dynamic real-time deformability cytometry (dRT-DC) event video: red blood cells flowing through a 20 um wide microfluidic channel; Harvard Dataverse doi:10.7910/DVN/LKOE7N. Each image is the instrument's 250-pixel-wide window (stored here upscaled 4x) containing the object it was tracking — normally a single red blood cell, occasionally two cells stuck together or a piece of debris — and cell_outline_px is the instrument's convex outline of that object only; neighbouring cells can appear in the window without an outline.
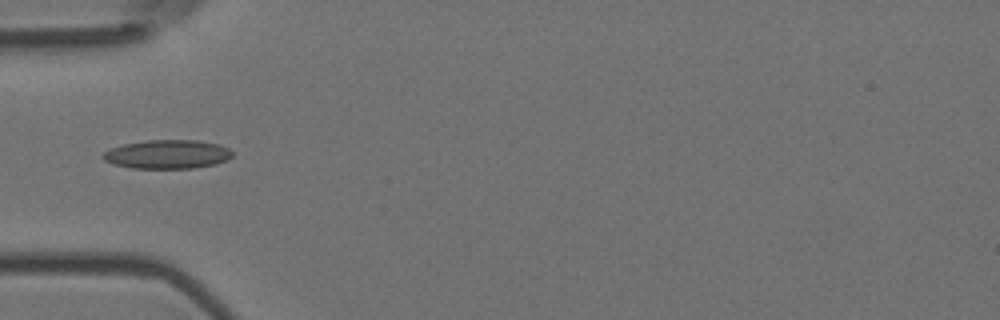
{"species": "Egyptian fruit bat (a non-hibernating species)", "species_latin": "Rousettus aegyptiacus", "temperature_condition": "room temperature", "stored_images_in_passage": 6, "camera_frame_rate_fps": 3000, "um_per_image_px": 0.085, "animal": {"sex": "female"}, "frame": {"image": 1, "passage_image": 6, "time_ms": 1.667, "image_size_px": [1000, 320], "cell_outline_px": [[232, 156], [228, 160], [216, 164], [196, 168], [132, 168], [112, 164], [104, 160], [100, 156], [104, 152], [112, 148], [124, 144], [144, 140], [196, 140], [220, 144], [228, 148], [232, 152]], "centroid_in_image_um": [14.24, 13.11], "position_along_channel_um": 70.8, "area_um2": 21.91}}